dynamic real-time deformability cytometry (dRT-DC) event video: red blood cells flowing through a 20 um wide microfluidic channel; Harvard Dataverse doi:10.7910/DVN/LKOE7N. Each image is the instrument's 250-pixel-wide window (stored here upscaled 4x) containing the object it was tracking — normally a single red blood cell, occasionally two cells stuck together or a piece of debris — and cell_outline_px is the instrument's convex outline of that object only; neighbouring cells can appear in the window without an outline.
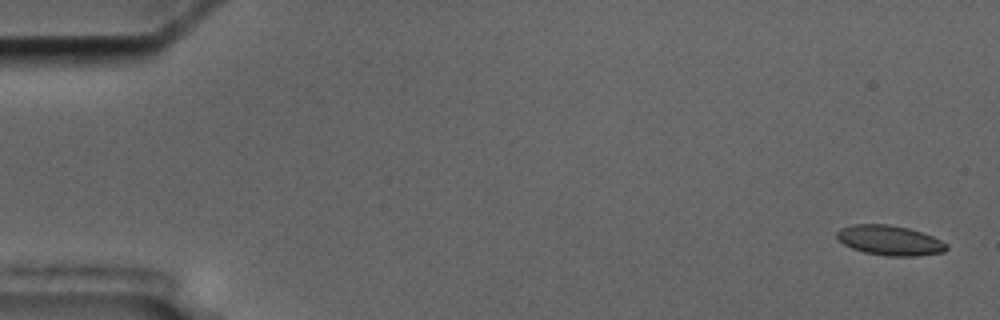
{"species": "common noctule bat (a hibernating species)", "species_latin": "Nyctalus noctula", "temperature_condition": "cold", "stored_images_in_passage": 5, "segment_of_instrument_passage": [1, 2], "camera_frame_rate_fps": 3000, "um_per_image_px": 0.085, "animal": {"sex": "male", "body_mass_g": 17.5, "forearm_length_mm": 52.3}, "frame": {"image": 1, "passage_image": 1, "time_ms": 0.0, "image_size_px": [1000, 320], "cell_outline_px": [[948, 248], [944, 252], [916, 256], [884, 256], [864, 252], [852, 248], [844, 244], [836, 236], [836, 232], [840, 228], [852, 224], [888, 224], [908, 228], [932, 236], [948, 244]], "centroid_in_image_um": [75.62, 20.43], "position_along_channel_um": 9.4, "area_um2": 19.13}}